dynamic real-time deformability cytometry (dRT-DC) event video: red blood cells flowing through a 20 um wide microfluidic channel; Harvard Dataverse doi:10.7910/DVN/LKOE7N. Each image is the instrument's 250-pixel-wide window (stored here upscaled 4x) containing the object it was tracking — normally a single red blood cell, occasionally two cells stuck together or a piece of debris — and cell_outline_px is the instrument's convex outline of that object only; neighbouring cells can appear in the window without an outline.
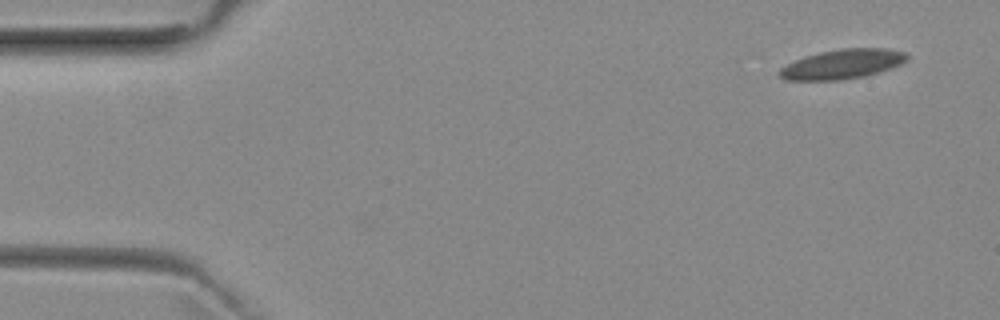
{"species": "common noctule bat (a hibernating species)", "species_latin": "Nyctalus noctula", "temperature_condition": "room temperature", "stored_images_in_passage": 55, "camera_frame_rate_fps": 3000, "um_per_image_px": 0.085, "animal": {"sex": "female", "body_mass_g": 29.2, "forearm_length_mm": 56.3}, "frame": {"image": 1, "passage_image": 1, "time_ms": 0.0, "image_size_px": [1000, 320], "cell_outline_px": [[908, 60], [900, 64], [864, 76], [840, 80], [784, 80], [780, 76], [780, 68], [804, 56], [820, 52], [840, 48], [888, 48], [904, 52], [908, 56]], "centroid_in_image_um": [71.6, 5.44], "position_along_channel_um": 13.4, "area_um2": 21.73}}
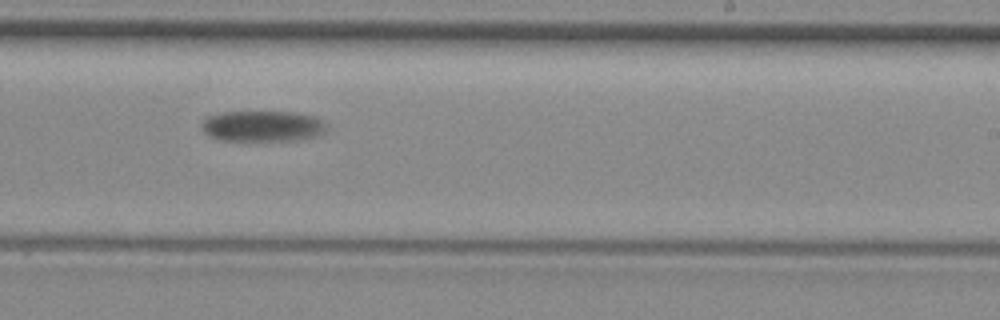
{"frame": {"image": 2, "passage_image": 32, "time_ms": 10.333, "image_size_px": [1000, 320], "cell_outline_px": [[324, 132], [316, 136], [300, 140], [256, 144], [216, 140], [208, 136], [204, 132], [204, 120], [208, 116], [224, 112], [300, 112], [316, 116], [324, 120]], "centroid_in_image_um": [22.33, 10.78], "position_along_channel_um": 266.7, "area_um2": 23.64}}
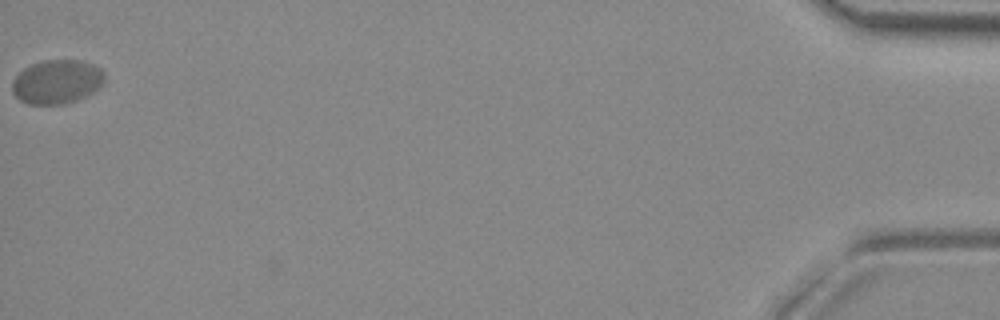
{"frame": {"image": 3, "passage_image": 55, "time_ms": 18.0, "image_size_px": [1000, 320], "cell_outline_px": [[104, 84], [100, 88], [76, 100], [64, 104], [28, 104], [20, 100], [12, 92], [12, 80], [24, 68], [32, 64], [44, 60], [80, 60], [92, 64], [100, 68], [104, 72]], "centroid_in_image_um": [4.84, 6.95], "position_along_channel_um": 430.4, "area_um2": 23.7}, "authors_computed_cell_mechanics": {"area_um2": 23.2356, "velocity_mm_per_s": 3.5998, "shape_relaxation_time_tau1_ms": 1.484, "shape_relaxation_time_tau2_ms": null, "deformation_change_tau1": 0.0443, "deformation_change_tau2": null}}